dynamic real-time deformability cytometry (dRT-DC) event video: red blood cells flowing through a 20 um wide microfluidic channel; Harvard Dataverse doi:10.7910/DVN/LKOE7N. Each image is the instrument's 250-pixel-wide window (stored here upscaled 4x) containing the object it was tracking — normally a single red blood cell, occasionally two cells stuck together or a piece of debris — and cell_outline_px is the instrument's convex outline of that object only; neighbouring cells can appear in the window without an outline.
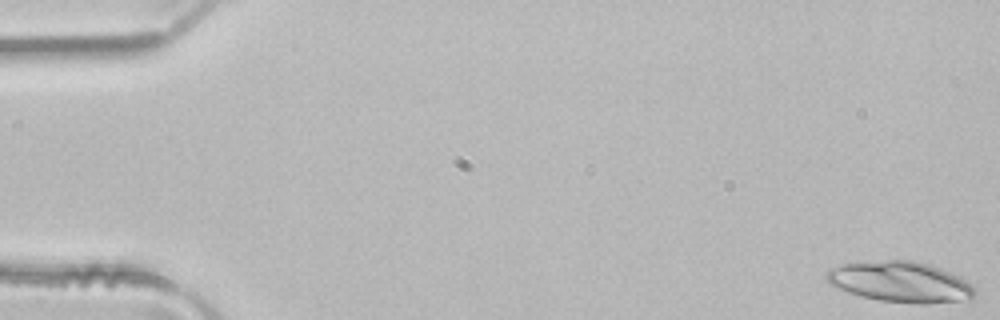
{"species": "common noctule bat (a hibernating species)", "species_latin": "Nyctalus noctula", "temperature_condition": "room temperature", "stored_images_in_passage": 4, "camera_frame_rate_fps": 3000, "um_per_image_px": 0.085, "animal": {"sex": "male", "body_mass_g": 21.5, "forearm_length_mm": 52.0}, "frame": {"image": 1, "passage_image": 1, "time_ms": 0.0, "image_size_px": [1000, 320], "cell_outline_px": [[976, 296], [972, 300], [928, 304], [916, 304], [880, 300], [860, 296], [836, 288], [824, 280], [824, 276], [828, 268], [840, 264], [884, 260], [912, 260], [932, 264], [960, 276], [976, 288]], "centroid_in_image_um": [76.56, 23.97], "position_along_channel_um": 8.4, "area_um2": 35.95}}
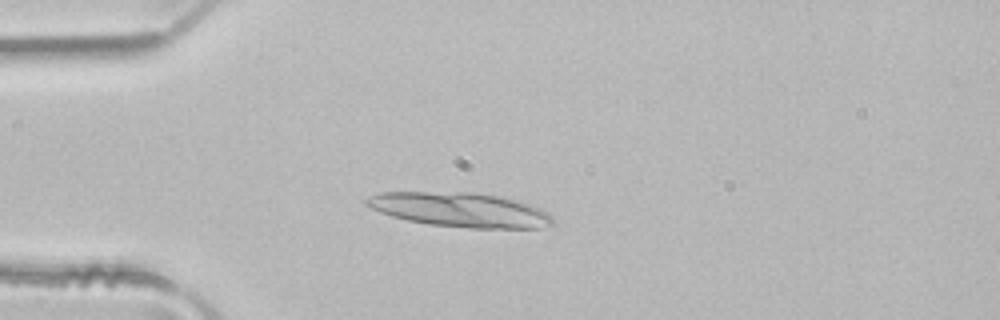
{"frame": {"image": 2, "passage_image": 4, "time_ms": 1.0, "image_size_px": [1000, 320], "cell_outline_px": [[552, 224], [540, 228], [472, 228], [428, 224], [408, 220], [392, 216], [380, 212], [364, 204], [364, 200], [368, 196], [380, 192], [476, 192], [516, 200], [532, 204], [548, 212], [552, 216]], "centroid_in_image_um": [39.1, 17.82], "position_along_channel_um": 45.9, "area_um2": 37.4}}